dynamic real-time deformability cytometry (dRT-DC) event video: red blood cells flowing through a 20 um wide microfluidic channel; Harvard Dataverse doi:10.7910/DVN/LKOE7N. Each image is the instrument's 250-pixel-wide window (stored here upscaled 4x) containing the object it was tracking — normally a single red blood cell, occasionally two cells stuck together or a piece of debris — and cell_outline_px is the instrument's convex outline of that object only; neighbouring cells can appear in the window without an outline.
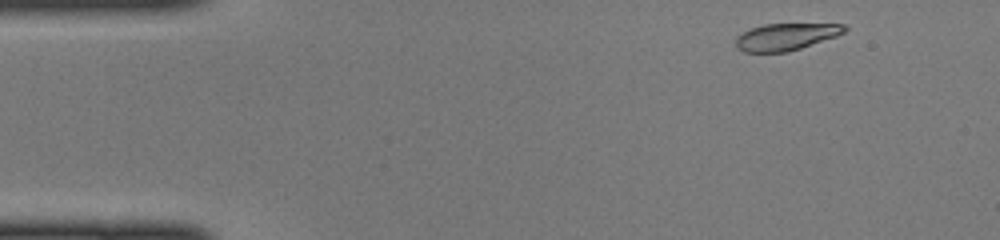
{"species": "common noctule bat (a hibernating species)", "species_latin": "Nyctalus noctula", "temperature_condition": "cold", "stored_images_in_passage": 43, "camera_frame_rate_fps": 3000, "um_per_image_px": 0.085, "animal": {"sex": "female", "body_mass_g": 22.0, "forearm_length_mm": 56.7}, "frame": {"image": 1, "passage_image": 1, "time_ms": 0.0, "image_size_px": [1000, 240], "cell_outline_px": [[848, 28], [844, 32], [836, 36], [788, 52], [744, 52], [736, 48], [736, 36], [752, 28], [764, 24], [844, 24]], "centroid_in_image_um": [66.78, 3.13], "position_along_channel_um": 18.2, "area_um2": 16.94}}
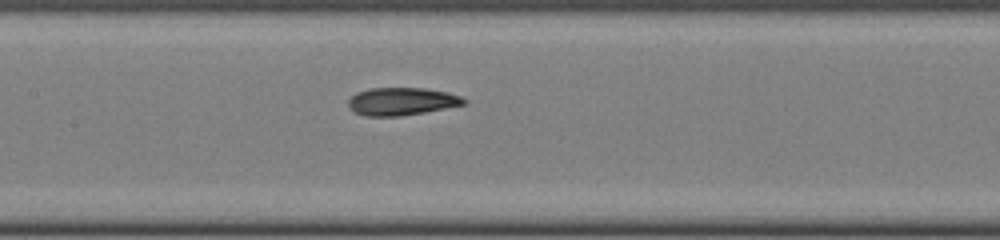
{"frame": {"image": 2, "passage_image": 18, "time_ms": 5.667, "image_size_px": [1000, 240], "cell_outline_px": [[468, 104], [424, 112], [400, 116], [364, 116], [356, 112], [348, 104], [348, 100], [356, 92], [368, 88], [424, 88], [448, 92], [460, 96], [468, 100]], "centroid_in_image_um": [34.18, 8.61], "position_along_channel_um": 173.2, "area_um2": 18.73}}
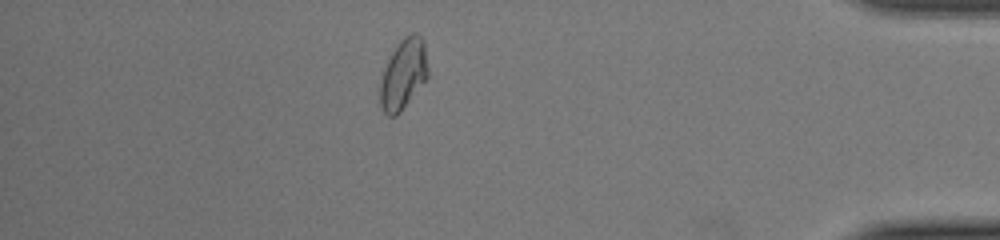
{"frame": {"image": 3, "passage_image": 37, "time_ms": 12.0, "image_size_px": [1000, 240], "cell_outline_px": [[428, 76], [400, 112], [396, 116], [388, 116], [384, 112], [380, 104], [380, 80], [384, 68], [392, 52], [400, 40], [404, 36], [412, 32], [416, 32], [424, 40], [428, 68]], "centroid_in_image_um": [34.28, 6.28], "position_along_channel_um": 400.9, "area_um2": 19.54}}